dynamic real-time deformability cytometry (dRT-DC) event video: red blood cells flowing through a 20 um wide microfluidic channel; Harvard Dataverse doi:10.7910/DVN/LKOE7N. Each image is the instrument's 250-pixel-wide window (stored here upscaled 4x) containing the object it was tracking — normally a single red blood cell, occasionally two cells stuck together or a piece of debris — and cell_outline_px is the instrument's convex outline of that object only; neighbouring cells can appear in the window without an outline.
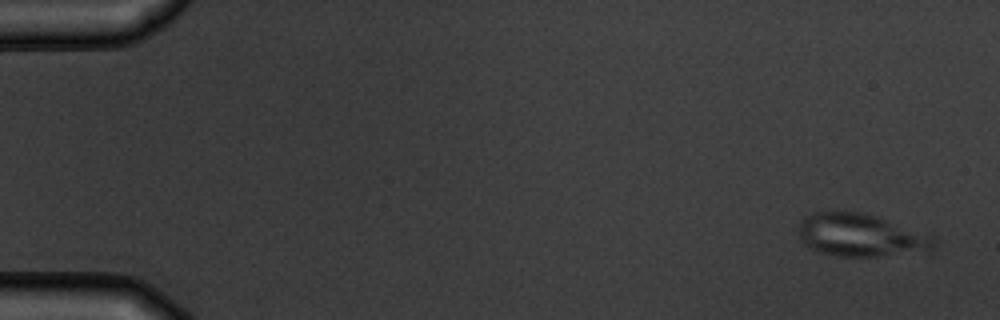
{"species": "common noctule bat (a hibernating species)", "species_latin": "Nyctalus noctula", "temperature_condition": "warm", "stored_images_in_passage": 4, "camera_frame_rate_fps": 3000, "um_per_image_px": 0.085, "animal": {"sex": "male", "body_mass_g": 19.5, "forearm_length_mm": 54.6}, "frame": {"image": 1, "passage_image": 1, "time_ms": 0.0, "image_size_px": [1000, 320], "cell_outline_px": [[936, 248], [932, 252], [876, 256], [840, 256], [820, 252], [804, 244], [800, 240], [796, 228], [800, 220], [804, 216], [816, 212], [864, 212], [936, 236]], "centroid_in_image_um": [73.21, 20.0], "position_along_channel_um": 11.8, "area_um2": 34.33}}